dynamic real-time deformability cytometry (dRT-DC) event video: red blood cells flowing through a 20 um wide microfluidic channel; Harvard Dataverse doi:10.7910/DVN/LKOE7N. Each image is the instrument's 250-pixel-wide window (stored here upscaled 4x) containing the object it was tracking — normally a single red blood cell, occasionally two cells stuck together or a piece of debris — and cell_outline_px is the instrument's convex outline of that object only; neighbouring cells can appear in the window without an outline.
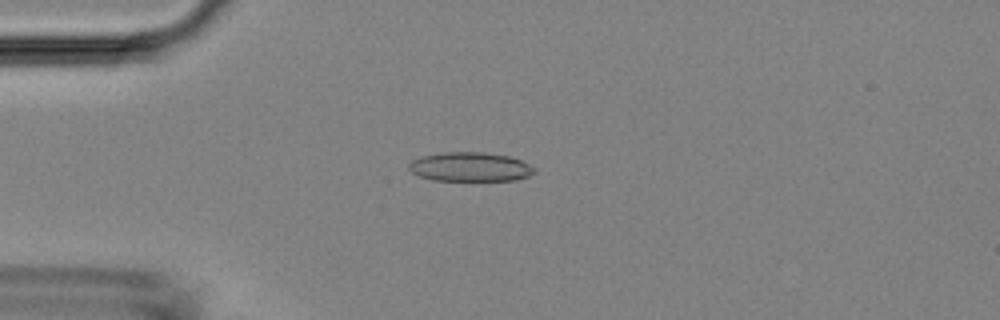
{"species": "Egyptian fruit bat (a non-hibernating species)", "species_latin": "Rousettus aegyptiacus", "temperature_condition": "room temperature", "stored_images_in_passage": 4, "camera_frame_rate_fps": 3000, "um_per_image_px": 0.085, "animal": {"sex": "female"}, "frame": {"image": 1, "passage_image": 4, "time_ms": 3.667, "image_size_px": [1000, 320], "cell_outline_px": [[536, 172], [528, 176], [516, 180], [432, 180], [420, 176], [412, 172], [408, 168], [408, 164], [412, 160], [420, 156], [444, 152], [484, 152], [508, 156], [520, 160], [536, 168]], "centroid_in_image_um": [39.95, 14.18], "position_along_channel_um": 45.0, "area_um2": 21.33}}